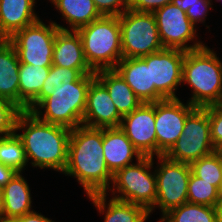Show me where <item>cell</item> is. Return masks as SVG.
<instances>
[{
	"label": "cell",
	"mask_w": 222,
	"mask_h": 222,
	"mask_svg": "<svg viewBox=\"0 0 222 222\" xmlns=\"http://www.w3.org/2000/svg\"><path fill=\"white\" fill-rule=\"evenodd\" d=\"M102 143L103 128L80 125L71 129L67 165L62 174L76 178L87 196L108 193L113 181Z\"/></svg>",
	"instance_id": "obj_1"
},
{
	"label": "cell",
	"mask_w": 222,
	"mask_h": 222,
	"mask_svg": "<svg viewBox=\"0 0 222 222\" xmlns=\"http://www.w3.org/2000/svg\"><path fill=\"white\" fill-rule=\"evenodd\" d=\"M15 133L22 141L28 163L36 168L63 173L71 129L44 122L30 111L23 110L17 117Z\"/></svg>",
	"instance_id": "obj_2"
},
{
	"label": "cell",
	"mask_w": 222,
	"mask_h": 222,
	"mask_svg": "<svg viewBox=\"0 0 222 222\" xmlns=\"http://www.w3.org/2000/svg\"><path fill=\"white\" fill-rule=\"evenodd\" d=\"M204 45L186 51L183 61L182 85H189L194 107L205 108L222 103V61L215 51Z\"/></svg>",
	"instance_id": "obj_3"
},
{
	"label": "cell",
	"mask_w": 222,
	"mask_h": 222,
	"mask_svg": "<svg viewBox=\"0 0 222 222\" xmlns=\"http://www.w3.org/2000/svg\"><path fill=\"white\" fill-rule=\"evenodd\" d=\"M94 78L95 74H85L69 85L56 86L53 94L43 99L31 113L44 122L69 129L82 125L88 90Z\"/></svg>",
	"instance_id": "obj_4"
},
{
	"label": "cell",
	"mask_w": 222,
	"mask_h": 222,
	"mask_svg": "<svg viewBox=\"0 0 222 222\" xmlns=\"http://www.w3.org/2000/svg\"><path fill=\"white\" fill-rule=\"evenodd\" d=\"M77 32L85 59L94 72L115 69L122 60L119 16H101Z\"/></svg>",
	"instance_id": "obj_5"
},
{
	"label": "cell",
	"mask_w": 222,
	"mask_h": 222,
	"mask_svg": "<svg viewBox=\"0 0 222 222\" xmlns=\"http://www.w3.org/2000/svg\"><path fill=\"white\" fill-rule=\"evenodd\" d=\"M154 160V157L143 156L134 164L118 170L108 190L112 197L143 206L149 211L157 197Z\"/></svg>",
	"instance_id": "obj_6"
},
{
	"label": "cell",
	"mask_w": 222,
	"mask_h": 222,
	"mask_svg": "<svg viewBox=\"0 0 222 222\" xmlns=\"http://www.w3.org/2000/svg\"><path fill=\"white\" fill-rule=\"evenodd\" d=\"M122 59L142 58L162 50L155 15L128 9L119 16Z\"/></svg>",
	"instance_id": "obj_7"
},
{
	"label": "cell",
	"mask_w": 222,
	"mask_h": 222,
	"mask_svg": "<svg viewBox=\"0 0 222 222\" xmlns=\"http://www.w3.org/2000/svg\"><path fill=\"white\" fill-rule=\"evenodd\" d=\"M156 159L157 166L154 171L157 197L154 206L148 212L150 216L153 210L158 208L162 218L170 210L188 202L187 187L191 167L187 163L172 161L165 155L156 156Z\"/></svg>",
	"instance_id": "obj_8"
},
{
	"label": "cell",
	"mask_w": 222,
	"mask_h": 222,
	"mask_svg": "<svg viewBox=\"0 0 222 222\" xmlns=\"http://www.w3.org/2000/svg\"><path fill=\"white\" fill-rule=\"evenodd\" d=\"M216 151L210 136L208 107H196L186 118L183 133L165 156L176 162H192Z\"/></svg>",
	"instance_id": "obj_9"
},
{
	"label": "cell",
	"mask_w": 222,
	"mask_h": 222,
	"mask_svg": "<svg viewBox=\"0 0 222 222\" xmlns=\"http://www.w3.org/2000/svg\"><path fill=\"white\" fill-rule=\"evenodd\" d=\"M58 30L53 20L46 25L39 19L17 31L9 41L16 49L19 62L36 66H52L53 47Z\"/></svg>",
	"instance_id": "obj_10"
},
{
	"label": "cell",
	"mask_w": 222,
	"mask_h": 222,
	"mask_svg": "<svg viewBox=\"0 0 222 222\" xmlns=\"http://www.w3.org/2000/svg\"><path fill=\"white\" fill-rule=\"evenodd\" d=\"M186 51L163 48L142 57L150 64L151 85H155V102L177 99L178 87H182L183 61Z\"/></svg>",
	"instance_id": "obj_11"
},
{
	"label": "cell",
	"mask_w": 222,
	"mask_h": 222,
	"mask_svg": "<svg viewBox=\"0 0 222 222\" xmlns=\"http://www.w3.org/2000/svg\"><path fill=\"white\" fill-rule=\"evenodd\" d=\"M153 14L157 22L159 39L164 48L190 51L205 45L198 38V28L189 20L186 12L178 6L170 3ZM190 42L192 45L187 44Z\"/></svg>",
	"instance_id": "obj_12"
},
{
	"label": "cell",
	"mask_w": 222,
	"mask_h": 222,
	"mask_svg": "<svg viewBox=\"0 0 222 222\" xmlns=\"http://www.w3.org/2000/svg\"><path fill=\"white\" fill-rule=\"evenodd\" d=\"M180 98L155 102L157 156L165 155L183 133L187 116L195 109Z\"/></svg>",
	"instance_id": "obj_13"
},
{
	"label": "cell",
	"mask_w": 222,
	"mask_h": 222,
	"mask_svg": "<svg viewBox=\"0 0 222 222\" xmlns=\"http://www.w3.org/2000/svg\"><path fill=\"white\" fill-rule=\"evenodd\" d=\"M120 128L142 156H157L155 102L142 103L122 117Z\"/></svg>",
	"instance_id": "obj_14"
},
{
	"label": "cell",
	"mask_w": 222,
	"mask_h": 222,
	"mask_svg": "<svg viewBox=\"0 0 222 222\" xmlns=\"http://www.w3.org/2000/svg\"><path fill=\"white\" fill-rule=\"evenodd\" d=\"M122 116L116 109L106 87L95 77L87 94L82 125L92 128L120 127Z\"/></svg>",
	"instance_id": "obj_15"
},
{
	"label": "cell",
	"mask_w": 222,
	"mask_h": 222,
	"mask_svg": "<svg viewBox=\"0 0 222 222\" xmlns=\"http://www.w3.org/2000/svg\"><path fill=\"white\" fill-rule=\"evenodd\" d=\"M102 145L105 163L113 175L134 164L133 159L139 160L143 157L120 127L103 128Z\"/></svg>",
	"instance_id": "obj_16"
},
{
	"label": "cell",
	"mask_w": 222,
	"mask_h": 222,
	"mask_svg": "<svg viewBox=\"0 0 222 222\" xmlns=\"http://www.w3.org/2000/svg\"><path fill=\"white\" fill-rule=\"evenodd\" d=\"M115 70L143 103L155 102V85H151L150 64L143 58H124Z\"/></svg>",
	"instance_id": "obj_17"
},
{
	"label": "cell",
	"mask_w": 222,
	"mask_h": 222,
	"mask_svg": "<svg viewBox=\"0 0 222 222\" xmlns=\"http://www.w3.org/2000/svg\"><path fill=\"white\" fill-rule=\"evenodd\" d=\"M52 65L71 69H91L85 59L77 31L59 29L55 36Z\"/></svg>",
	"instance_id": "obj_18"
},
{
	"label": "cell",
	"mask_w": 222,
	"mask_h": 222,
	"mask_svg": "<svg viewBox=\"0 0 222 222\" xmlns=\"http://www.w3.org/2000/svg\"><path fill=\"white\" fill-rule=\"evenodd\" d=\"M108 193L87 196L99 213L104 214V222H146L149 212L140 205L110 198Z\"/></svg>",
	"instance_id": "obj_19"
},
{
	"label": "cell",
	"mask_w": 222,
	"mask_h": 222,
	"mask_svg": "<svg viewBox=\"0 0 222 222\" xmlns=\"http://www.w3.org/2000/svg\"><path fill=\"white\" fill-rule=\"evenodd\" d=\"M36 3V0H0V26L9 38L40 19L35 13Z\"/></svg>",
	"instance_id": "obj_20"
},
{
	"label": "cell",
	"mask_w": 222,
	"mask_h": 222,
	"mask_svg": "<svg viewBox=\"0 0 222 222\" xmlns=\"http://www.w3.org/2000/svg\"><path fill=\"white\" fill-rule=\"evenodd\" d=\"M95 77L106 87L122 117L143 103L115 69L97 71Z\"/></svg>",
	"instance_id": "obj_21"
},
{
	"label": "cell",
	"mask_w": 222,
	"mask_h": 222,
	"mask_svg": "<svg viewBox=\"0 0 222 222\" xmlns=\"http://www.w3.org/2000/svg\"><path fill=\"white\" fill-rule=\"evenodd\" d=\"M20 62L14 45L9 41L0 48V99L19 107Z\"/></svg>",
	"instance_id": "obj_22"
},
{
	"label": "cell",
	"mask_w": 222,
	"mask_h": 222,
	"mask_svg": "<svg viewBox=\"0 0 222 222\" xmlns=\"http://www.w3.org/2000/svg\"><path fill=\"white\" fill-rule=\"evenodd\" d=\"M56 10L62 14L63 20L68 24L67 27L57 22L53 23L62 30L77 31L83 26L100 18L102 15L96 9L93 0H49Z\"/></svg>",
	"instance_id": "obj_23"
},
{
	"label": "cell",
	"mask_w": 222,
	"mask_h": 222,
	"mask_svg": "<svg viewBox=\"0 0 222 222\" xmlns=\"http://www.w3.org/2000/svg\"><path fill=\"white\" fill-rule=\"evenodd\" d=\"M2 192L5 217L17 218L33 211L31 190L22 172H17Z\"/></svg>",
	"instance_id": "obj_24"
},
{
	"label": "cell",
	"mask_w": 222,
	"mask_h": 222,
	"mask_svg": "<svg viewBox=\"0 0 222 222\" xmlns=\"http://www.w3.org/2000/svg\"><path fill=\"white\" fill-rule=\"evenodd\" d=\"M50 71V66H36L20 63L19 108L23 111L40 94Z\"/></svg>",
	"instance_id": "obj_25"
},
{
	"label": "cell",
	"mask_w": 222,
	"mask_h": 222,
	"mask_svg": "<svg viewBox=\"0 0 222 222\" xmlns=\"http://www.w3.org/2000/svg\"><path fill=\"white\" fill-rule=\"evenodd\" d=\"M95 74L92 69H71L60 66H50V71L40 94L27 106L26 111H32L43 99L53 94L56 86L69 85L77 81L82 75Z\"/></svg>",
	"instance_id": "obj_26"
},
{
	"label": "cell",
	"mask_w": 222,
	"mask_h": 222,
	"mask_svg": "<svg viewBox=\"0 0 222 222\" xmlns=\"http://www.w3.org/2000/svg\"><path fill=\"white\" fill-rule=\"evenodd\" d=\"M157 222H217L215 207L186 202L166 213Z\"/></svg>",
	"instance_id": "obj_27"
},
{
	"label": "cell",
	"mask_w": 222,
	"mask_h": 222,
	"mask_svg": "<svg viewBox=\"0 0 222 222\" xmlns=\"http://www.w3.org/2000/svg\"><path fill=\"white\" fill-rule=\"evenodd\" d=\"M191 172L204 181L215 186L219 191L222 187V154L216 150L190 164Z\"/></svg>",
	"instance_id": "obj_28"
},
{
	"label": "cell",
	"mask_w": 222,
	"mask_h": 222,
	"mask_svg": "<svg viewBox=\"0 0 222 222\" xmlns=\"http://www.w3.org/2000/svg\"><path fill=\"white\" fill-rule=\"evenodd\" d=\"M0 163L22 173L28 167L25 149L16 133L0 138Z\"/></svg>",
	"instance_id": "obj_29"
},
{
	"label": "cell",
	"mask_w": 222,
	"mask_h": 222,
	"mask_svg": "<svg viewBox=\"0 0 222 222\" xmlns=\"http://www.w3.org/2000/svg\"><path fill=\"white\" fill-rule=\"evenodd\" d=\"M188 202L216 207L220 203V191L212 184L195 176L192 172L187 187Z\"/></svg>",
	"instance_id": "obj_30"
},
{
	"label": "cell",
	"mask_w": 222,
	"mask_h": 222,
	"mask_svg": "<svg viewBox=\"0 0 222 222\" xmlns=\"http://www.w3.org/2000/svg\"><path fill=\"white\" fill-rule=\"evenodd\" d=\"M22 110L13 102L0 99V138L15 133V124Z\"/></svg>",
	"instance_id": "obj_31"
},
{
	"label": "cell",
	"mask_w": 222,
	"mask_h": 222,
	"mask_svg": "<svg viewBox=\"0 0 222 222\" xmlns=\"http://www.w3.org/2000/svg\"><path fill=\"white\" fill-rule=\"evenodd\" d=\"M210 136L216 150L222 148V103L208 106Z\"/></svg>",
	"instance_id": "obj_32"
},
{
	"label": "cell",
	"mask_w": 222,
	"mask_h": 222,
	"mask_svg": "<svg viewBox=\"0 0 222 222\" xmlns=\"http://www.w3.org/2000/svg\"><path fill=\"white\" fill-rule=\"evenodd\" d=\"M102 16H120L129 9V0H93Z\"/></svg>",
	"instance_id": "obj_33"
},
{
	"label": "cell",
	"mask_w": 222,
	"mask_h": 222,
	"mask_svg": "<svg viewBox=\"0 0 222 222\" xmlns=\"http://www.w3.org/2000/svg\"><path fill=\"white\" fill-rule=\"evenodd\" d=\"M173 0H129V9L137 12L154 13L156 10L172 3Z\"/></svg>",
	"instance_id": "obj_34"
},
{
	"label": "cell",
	"mask_w": 222,
	"mask_h": 222,
	"mask_svg": "<svg viewBox=\"0 0 222 222\" xmlns=\"http://www.w3.org/2000/svg\"><path fill=\"white\" fill-rule=\"evenodd\" d=\"M213 8L212 3H194L187 10L186 14L194 26L198 27L196 24H204L209 13L208 11L212 10Z\"/></svg>",
	"instance_id": "obj_35"
},
{
	"label": "cell",
	"mask_w": 222,
	"mask_h": 222,
	"mask_svg": "<svg viewBox=\"0 0 222 222\" xmlns=\"http://www.w3.org/2000/svg\"><path fill=\"white\" fill-rule=\"evenodd\" d=\"M18 222H55L51 218H47L41 213L36 212L34 209L33 211L24 214L23 216L17 217Z\"/></svg>",
	"instance_id": "obj_36"
},
{
	"label": "cell",
	"mask_w": 222,
	"mask_h": 222,
	"mask_svg": "<svg viewBox=\"0 0 222 222\" xmlns=\"http://www.w3.org/2000/svg\"><path fill=\"white\" fill-rule=\"evenodd\" d=\"M16 173L13 168L0 163V188H3Z\"/></svg>",
	"instance_id": "obj_37"
},
{
	"label": "cell",
	"mask_w": 222,
	"mask_h": 222,
	"mask_svg": "<svg viewBox=\"0 0 222 222\" xmlns=\"http://www.w3.org/2000/svg\"><path fill=\"white\" fill-rule=\"evenodd\" d=\"M194 3H213L212 0H173L172 4L178 6L184 12L193 5Z\"/></svg>",
	"instance_id": "obj_38"
},
{
	"label": "cell",
	"mask_w": 222,
	"mask_h": 222,
	"mask_svg": "<svg viewBox=\"0 0 222 222\" xmlns=\"http://www.w3.org/2000/svg\"><path fill=\"white\" fill-rule=\"evenodd\" d=\"M9 42V37L3 32L0 26V48Z\"/></svg>",
	"instance_id": "obj_39"
},
{
	"label": "cell",
	"mask_w": 222,
	"mask_h": 222,
	"mask_svg": "<svg viewBox=\"0 0 222 222\" xmlns=\"http://www.w3.org/2000/svg\"><path fill=\"white\" fill-rule=\"evenodd\" d=\"M217 222H222V203H219L216 207Z\"/></svg>",
	"instance_id": "obj_40"
},
{
	"label": "cell",
	"mask_w": 222,
	"mask_h": 222,
	"mask_svg": "<svg viewBox=\"0 0 222 222\" xmlns=\"http://www.w3.org/2000/svg\"><path fill=\"white\" fill-rule=\"evenodd\" d=\"M5 217L4 215V204H3V192L0 188V218Z\"/></svg>",
	"instance_id": "obj_41"
},
{
	"label": "cell",
	"mask_w": 222,
	"mask_h": 222,
	"mask_svg": "<svg viewBox=\"0 0 222 222\" xmlns=\"http://www.w3.org/2000/svg\"><path fill=\"white\" fill-rule=\"evenodd\" d=\"M0 222H18V219L13 217H2L0 218Z\"/></svg>",
	"instance_id": "obj_42"
},
{
	"label": "cell",
	"mask_w": 222,
	"mask_h": 222,
	"mask_svg": "<svg viewBox=\"0 0 222 222\" xmlns=\"http://www.w3.org/2000/svg\"><path fill=\"white\" fill-rule=\"evenodd\" d=\"M220 203H222V187L220 189Z\"/></svg>",
	"instance_id": "obj_43"
}]
</instances>
